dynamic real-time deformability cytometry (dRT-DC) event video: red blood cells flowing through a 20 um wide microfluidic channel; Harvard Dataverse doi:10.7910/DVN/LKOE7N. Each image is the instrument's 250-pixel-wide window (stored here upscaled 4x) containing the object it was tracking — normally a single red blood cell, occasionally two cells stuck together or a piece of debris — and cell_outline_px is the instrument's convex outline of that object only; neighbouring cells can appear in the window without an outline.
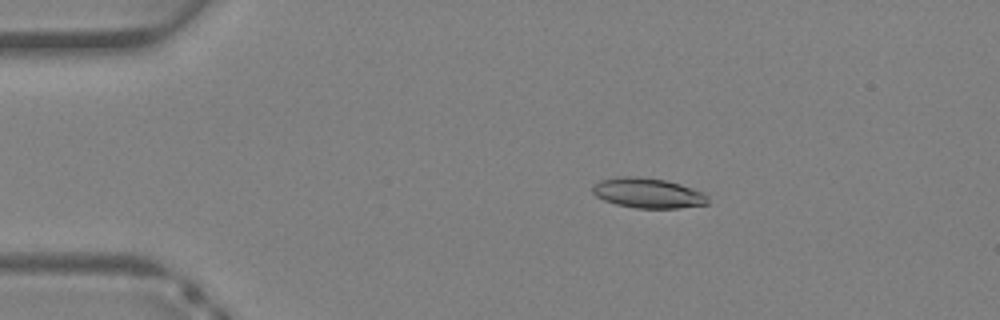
{"species": "Egyptian fruit bat (a non-hibernating species)", "species_latin": "Rousettus aegyptiacus", "temperature_condition": "warm", "stored_images_in_passage": 39, "camera_frame_rate_fps": 3000, "um_per_image_px": 0.085, "animal": {"sex": "female"}, "frame": {"image": 1, "passage_image": 8, "time_ms": 2.333, "image_size_px": [1000, 320], "cell_outline_px": [[708, 204], [680, 208], [636, 208], [616, 204], [604, 200], [596, 196], [592, 192], [592, 188], [600, 180], [616, 176], [632, 176], [664, 180], [680, 184], [704, 192], [708, 196]], "centroid_in_image_um": [55.08, 16.41], "position_along_channel_um": 29.9, "area_um2": 20.17}}
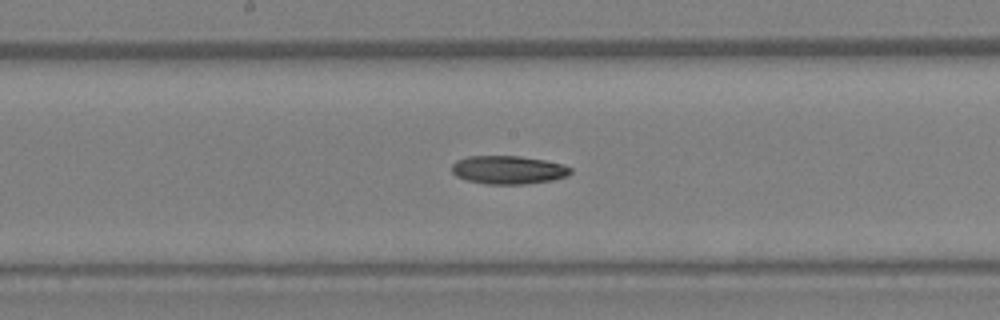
{"frame": {"image": 2, "passage_image": 21, "time_ms": 6.667, "image_size_px": [1000, 320], "cell_outline_px": [[572, 172], [568, 176], [552, 180], [524, 184], [488, 184], [464, 180], [456, 176], [452, 172], [452, 164], [456, 160], [468, 156], [520, 156], [544, 160], [564, 164], [572, 168]], "centroid_in_image_um": [43.2, 14.44], "position_along_channel_um": 205.0, "area_um2": 19.77}}
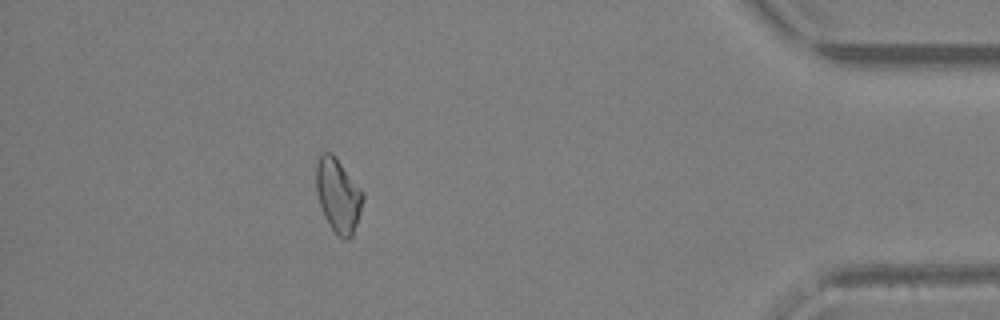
{"frame": {"image": 3, "passage_image": 35, "time_ms": 11.333, "image_size_px": [1000, 320], "cell_outline_px": [[364, 196], [360, 212], [352, 236], [348, 240], [344, 240], [328, 224], [324, 216], [316, 192], [316, 164], [320, 152], [332, 152], [336, 156], [364, 192]], "centroid_in_image_um": [28.73, 16.56], "position_along_channel_um": 406.5, "area_um2": 20.23}}